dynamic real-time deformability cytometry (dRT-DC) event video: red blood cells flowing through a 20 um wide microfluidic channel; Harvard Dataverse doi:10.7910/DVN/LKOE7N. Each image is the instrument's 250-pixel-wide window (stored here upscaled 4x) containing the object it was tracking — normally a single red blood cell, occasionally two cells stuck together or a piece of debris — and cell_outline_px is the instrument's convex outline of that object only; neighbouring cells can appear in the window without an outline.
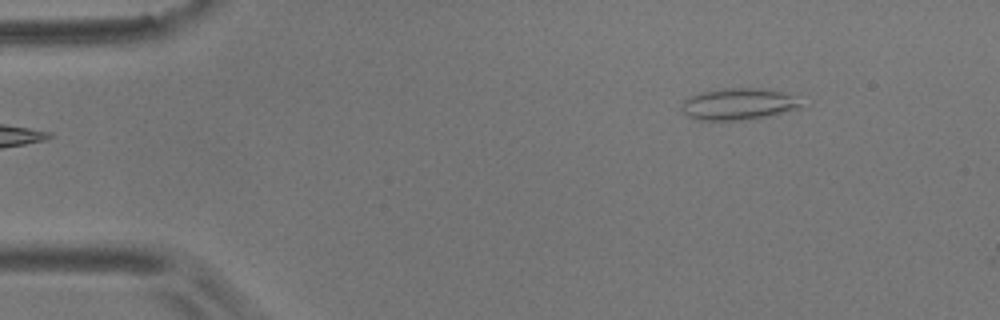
{"species": "common noctule bat (a hibernating species)", "species_latin": "Nyctalus noctula", "temperature_condition": "room temperature", "stored_images_in_passage": 6, "camera_frame_rate_fps": 3000, "um_per_image_px": 0.085, "animal": {"sex": "male", "body_mass_g": 17.9}, "frame": {"image": 1, "passage_image": 6, "time_ms": 1.667, "image_size_px": [1000, 320], "cell_outline_px": [[804, 108], [748, 120], [700, 120], [688, 116], [680, 108], [684, 100], [688, 96], [700, 92], [724, 88], [760, 88], [780, 92], [792, 96]], "centroid_in_image_um": [62.72, 8.85], "position_along_channel_um": 22.3, "area_um2": 21.96}}